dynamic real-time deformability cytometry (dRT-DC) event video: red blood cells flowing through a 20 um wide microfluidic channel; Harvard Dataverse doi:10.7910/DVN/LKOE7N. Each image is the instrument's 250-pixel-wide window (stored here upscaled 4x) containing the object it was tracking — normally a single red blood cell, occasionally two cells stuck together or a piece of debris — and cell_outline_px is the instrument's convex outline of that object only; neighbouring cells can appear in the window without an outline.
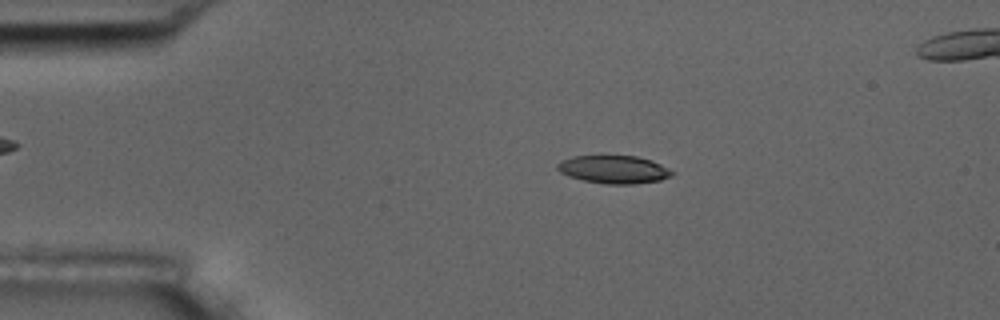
{"species": "common noctule bat (a hibernating species)", "species_latin": "Nyctalus noctula", "temperature_condition": "room temperature", "stored_images_in_passage": 52, "camera_frame_rate_fps": 3000, "um_per_image_px": 0.085, "animal": {"sex": "male", "body_mass_g": 17.5, "forearm_length_mm": 52.3}, "frame": {"image": 1, "passage_image": 7, "time_ms": 2.0, "image_size_px": [1000, 320], "cell_outline_px": [[676, 172], [672, 176], [660, 180], [636, 184], [604, 184], [584, 180], [568, 176], [560, 172], [556, 168], [556, 164], [560, 160], [572, 156], [636, 156], [652, 160]], "centroid_in_image_um": [52.17, 14.4], "position_along_channel_um": 32.8, "area_um2": 18.84}}
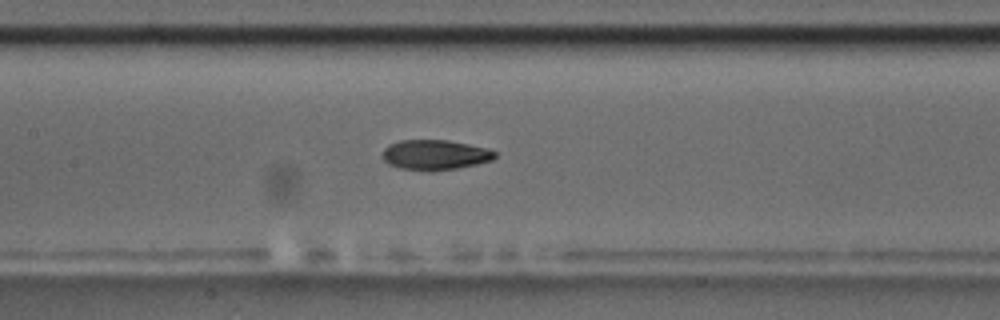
{"frame": {"image": 2, "passage_image": 22, "time_ms": 7.0, "image_size_px": [1000, 320], "cell_outline_px": [[496, 156], [492, 160], [476, 164], [456, 168], [432, 172], [428, 172], [400, 168], [388, 164], [384, 160], [384, 148], [388, 144], [400, 140], [448, 140], [488, 148], [496, 152]], "centroid_in_image_um": [36.97, 13.17], "position_along_channel_um": 170.4, "area_um2": 19.83}}
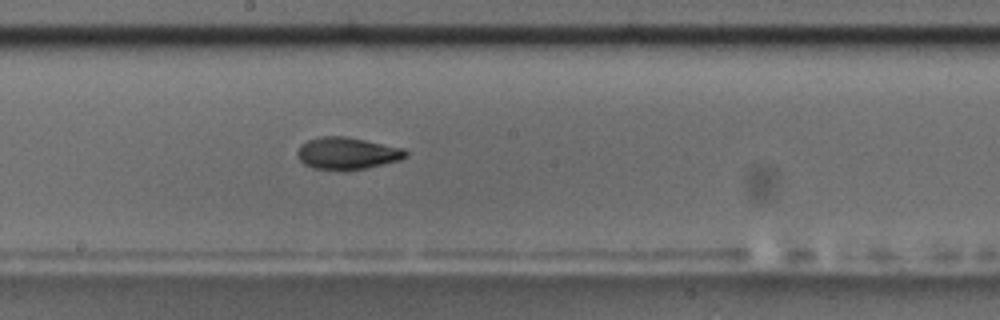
{"frame": {"image": 3, "passage_image": 26, "time_ms": 8.333, "image_size_px": [1000, 320], "cell_outline_px": [[408, 156], [400, 160], [368, 168], [348, 172], [312, 168], [304, 164], [296, 156], [296, 152], [300, 144], [308, 140], [320, 136], [344, 136], [404, 148], [408, 152]], "centroid_in_image_um": [29.49, 13.06], "position_along_channel_um": 218.7, "area_um2": 20.75}, "authors_computed_cell_mechanics": {"area_um2": 19.6809, "velocity_mm_per_s": 3.6442, "shape_relaxation_time_tau1_ms": 7.051, "shape_relaxation_time_tau2_ms": 2.4738, "deformation_change_tau1": 0.1977, "deformation_change_tau2": 0.085}}